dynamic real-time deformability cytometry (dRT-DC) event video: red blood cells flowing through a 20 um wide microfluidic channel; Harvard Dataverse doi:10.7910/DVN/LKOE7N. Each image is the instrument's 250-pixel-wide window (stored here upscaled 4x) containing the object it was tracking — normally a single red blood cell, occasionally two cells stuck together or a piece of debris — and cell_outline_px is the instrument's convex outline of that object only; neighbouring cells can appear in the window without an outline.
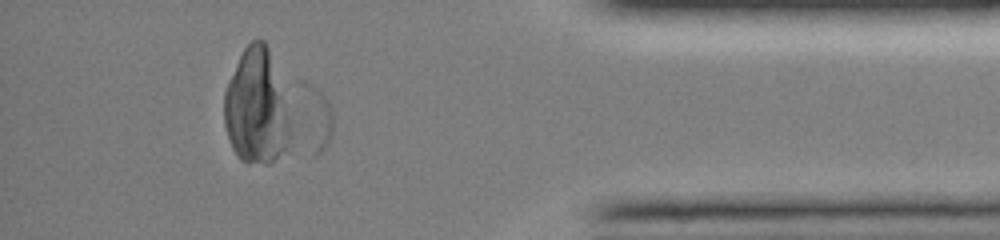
{"species": "common noctule bat (a hibernating species)", "species_latin": "Nyctalus noctula", "temperature_condition": "room temperature", "stored_images_in_passage": 69, "camera_frame_rate_fps": 3000, "um_per_image_px": 0.085, "animal": {"sex": "female", "body_mass_g": 19.0, "forearm_length_mm": 51.5}, "frame": {"image": 1, "passage_image": 61, "time_ms": 13.667, "image_size_px": [1000, 240], "cell_outline_px": [[332, 132], [328, 144], [320, 152], [312, 156], [300, 84], [300, 80], [304, 80], [316, 88], [328, 100], [332, 108]], "centroid_in_image_um": [26.93, 9.94], "position_along_channel_um": 408.3, "area_um2": 11.1}}